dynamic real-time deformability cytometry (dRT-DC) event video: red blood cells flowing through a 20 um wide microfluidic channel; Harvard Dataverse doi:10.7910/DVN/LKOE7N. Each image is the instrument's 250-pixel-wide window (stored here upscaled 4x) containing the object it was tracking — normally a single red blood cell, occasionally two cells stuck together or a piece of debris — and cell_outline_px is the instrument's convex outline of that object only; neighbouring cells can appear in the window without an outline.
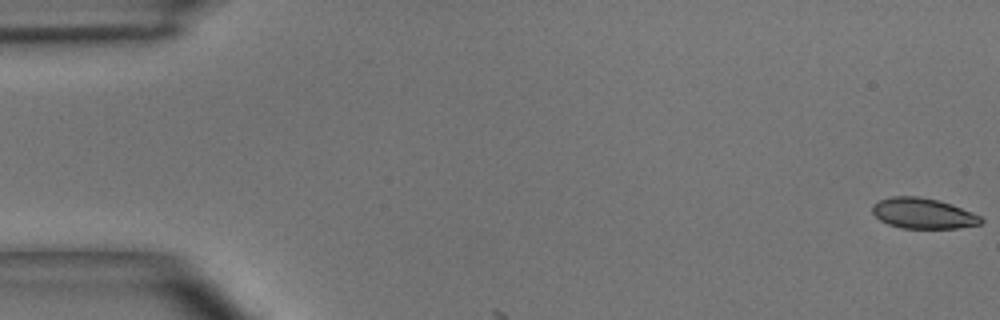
{"species": "common noctule bat (a hibernating species)", "species_latin": "Nyctalus noctula", "temperature_condition": "room temperature", "stored_images_in_passage": 5, "camera_frame_rate_fps": 3000, "um_per_image_px": 0.085, "animal": {"sex": "male", "body_mass_g": 15.6}, "frame": {"image": 1, "passage_image": 1, "time_ms": 0.0, "image_size_px": [1000, 320], "cell_outline_px": [[984, 220], [980, 224], [956, 228], [900, 228], [888, 224], [880, 220], [872, 212], [872, 204], [880, 200], [892, 196], [920, 196], [952, 204], [972, 212], [980, 216]], "centroid_in_image_um": [78.45, 18.13], "position_along_channel_um": 6.6, "area_um2": 19.31}}